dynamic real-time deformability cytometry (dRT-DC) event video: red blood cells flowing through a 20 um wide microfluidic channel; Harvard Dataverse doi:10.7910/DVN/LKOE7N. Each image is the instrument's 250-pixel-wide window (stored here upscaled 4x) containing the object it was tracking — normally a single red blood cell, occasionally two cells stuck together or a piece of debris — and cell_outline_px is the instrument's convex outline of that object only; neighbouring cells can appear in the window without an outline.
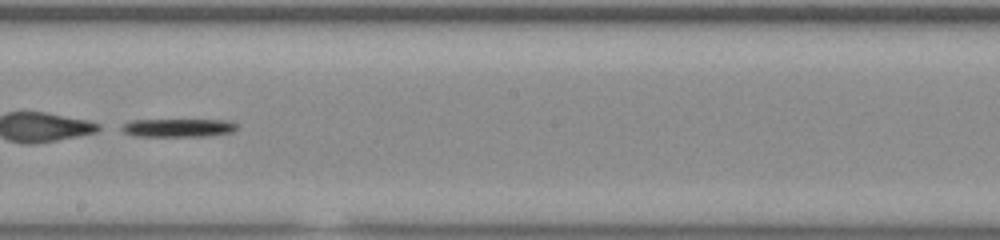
{"species": "common noctule bat (a hibernating species)", "species_latin": "Nyctalus noctula", "temperature_condition": "room temperature", "stored_images_in_passage": 54, "camera_frame_rate_fps": 3000, "um_per_image_px": 0.085, "animal": {"sex": "male", "body_mass_g": 20.0, "forearm_length_mm": 53.3}, "frame": {"image": 1, "passage_image": 33, "time_ms": 10.667, "image_size_px": [1000, 240], "cell_outline_px": [[236, 128], [232, 132], [208, 136], [132, 136], [116, 128], [132, 120], [228, 120], [236, 124]], "centroid_in_image_um": [15.08, 10.86], "position_along_channel_um": 233.1, "area_um2": 12.31}}